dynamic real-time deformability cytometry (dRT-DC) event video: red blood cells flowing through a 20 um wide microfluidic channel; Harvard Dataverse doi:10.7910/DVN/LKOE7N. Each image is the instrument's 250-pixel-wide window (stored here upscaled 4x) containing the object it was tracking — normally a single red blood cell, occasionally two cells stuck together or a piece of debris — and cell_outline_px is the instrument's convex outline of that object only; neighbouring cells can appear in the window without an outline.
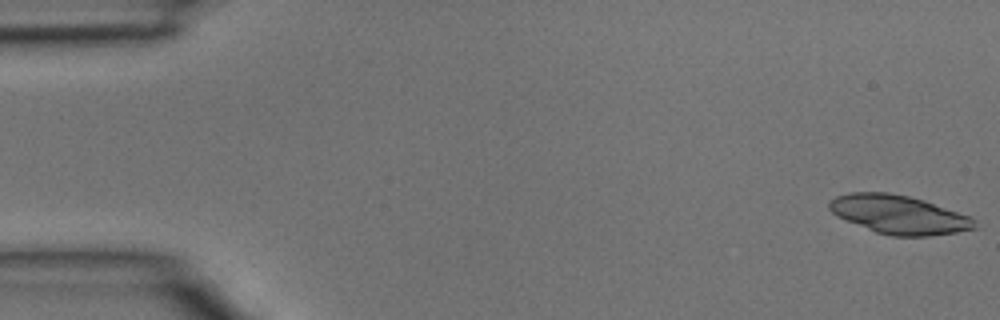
{"species": "common noctule bat (a hibernating species)", "species_latin": "Nyctalus noctula", "temperature_condition": "room temperature", "stored_images_in_passage": 4, "camera_frame_rate_fps": 3000, "um_per_image_px": 0.085, "animal": {"sex": "male", "body_mass_g": 15.6}, "frame": {"image": 1, "passage_image": 1, "time_ms": 0.0, "image_size_px": [1000, 320], "cell_outline_px": [[976, 228], [956, 232], [928, 236], [892, 236], [876, 232], [836, 216], [828, 208], [828, 200], [836, 196], [852, 192], [888, 192], [908, 196], [924, 200], [972, 216]], "centroid_in_image_um": [76.39, 18.23], "position_along_channel_um": 8.6, "area_um2": 32.71}}